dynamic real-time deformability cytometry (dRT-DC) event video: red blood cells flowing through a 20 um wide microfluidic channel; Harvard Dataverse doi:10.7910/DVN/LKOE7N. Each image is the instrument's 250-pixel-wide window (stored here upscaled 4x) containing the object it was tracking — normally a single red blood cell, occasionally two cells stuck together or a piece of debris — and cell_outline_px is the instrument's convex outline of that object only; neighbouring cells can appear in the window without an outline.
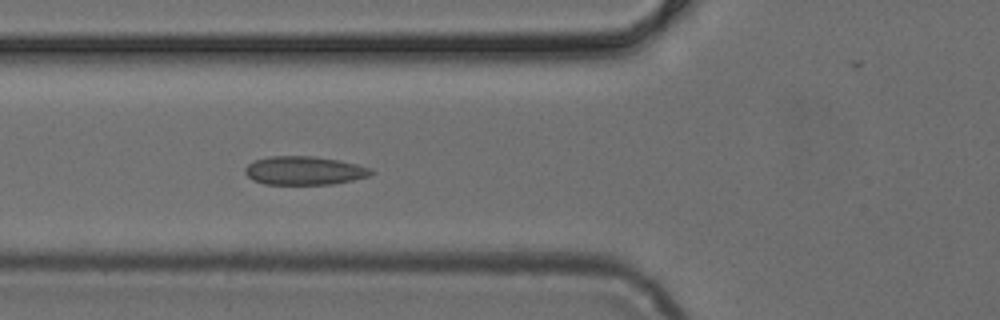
{"species": "common noctule bat (a hibernating species)", "species_latin": "Nyctalus noctula", "temperature_condition": "cold", "stored_images_in_passage": 5, "camera_frame_rate_fps": 3000, "um_per_image_px": 0.085, "animal": {"sex": "female", "body_mass_g": 24.6, "forearm_length_mm": 56.2}, "frame": {"image": 1, "passage_image": 5, "time_ms": 1.333, "image_size_px": [1000, 320], "cell_outline_px": [[376, 172], [368, 176], [352, 180], [332, 184], [264, 184], [252, 180], [244, 172], [244, 168], [248, 164], [256, 160], [268, 156], [312, 156], [340, 160], [372, 168]], "centroid_in_image_um": [25.87, 14.5], "position_along_channel_um": 99.9, "area_um2": 21.04}}